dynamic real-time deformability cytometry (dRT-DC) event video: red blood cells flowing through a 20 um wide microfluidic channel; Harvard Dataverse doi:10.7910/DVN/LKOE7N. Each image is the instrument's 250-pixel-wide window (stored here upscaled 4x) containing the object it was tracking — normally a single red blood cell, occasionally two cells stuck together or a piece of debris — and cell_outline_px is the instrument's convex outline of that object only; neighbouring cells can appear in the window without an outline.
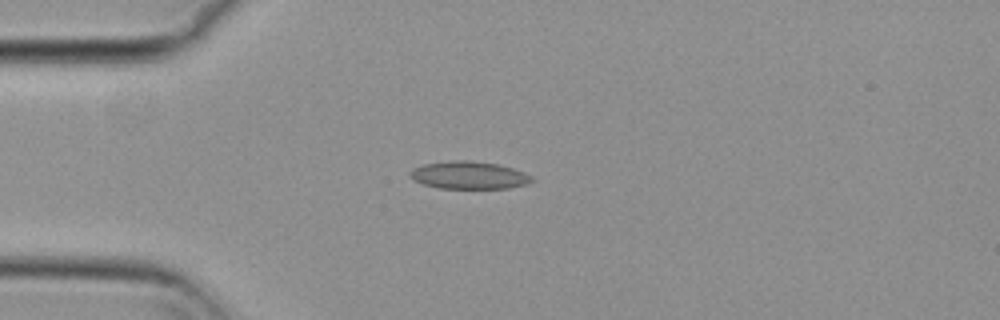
{"species": "common noctule bat (a hibernating species)", "species_latin": "Nyctalus noctula", "temperature_condition": "cold", "stored_images_in_passage": 44, "camera_frame_rate_fps": 3000, "um_per_image_px": 0.085, "animal": {"sex": "female", "body_mass_g": 29.2, "forearm_length_mm": 56.3}, "frame": {"image": 1, "passage_image": 7, "time_ms": 2.0, "image_size_px": [1000, 320], "cell_outline_px": [[536, 180], [528, 184], [508, 188], [440, 188], [424, 184], [408, 176], [408, 172], [412, 168], [424, 164], [452, 160], [468, 160], [500, 164], [524, 172], [532, 176]], "centroid_in_image_um": [39.89, 14.88], "position_along_channel_um": 45.1, "area_um2": 19.71}}
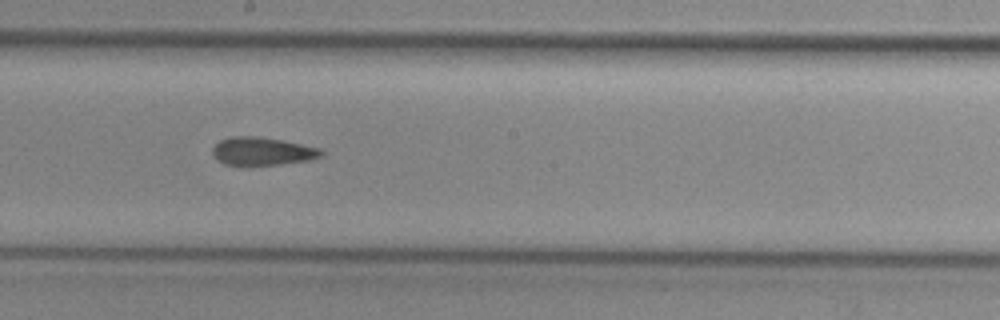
{"frame": {"image": 2, "passage_image": 23, "time_ms": 7.333, "image_size_px": [1000, 320], "cell_outline_px": [[324, 156], [308, 160], [280, 164], [224, 164], [212, 156], [212, 148], [220, 140], [232, 136], [256, 136], [284, 140], [320, 148], [324, 152]], "centroid_in_image_um": [22.31, 12.84], "position_along_channel_um": 225.9, "area_um2": 17.69}}
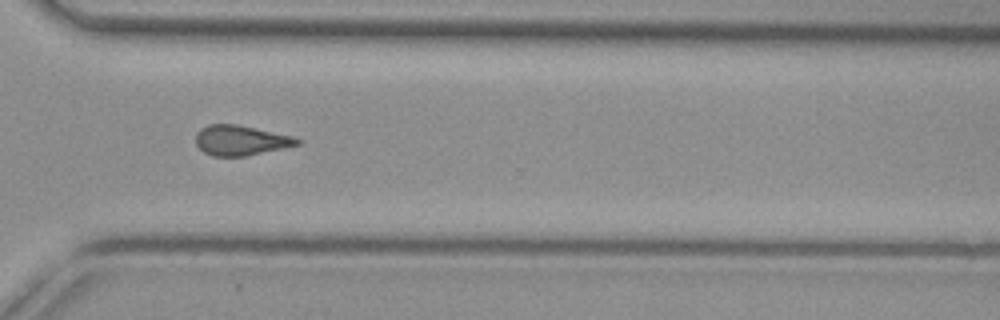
{"frame": {"image": 3, "passage_image": 33, "time_ms": 10.667, "image_size_px": [1000, 320], "cell_outline_px": [[304, 140], [300, 144], [284, 148], [244, 156], [212, 156], [204, 152], [196, 144], [196, 132], [200, 128], [208, 124], [236, 124], [292, 136]], "centroid_in_image_um": [20.45, 11.92], "position_along_channel_um": 350.1, "area_um2": 17.74}, "authors_computed_cell_mechanics": {"area_um2": 18.3804, "velocity_mm_per_s": 3.7271, "shape_relaxation_time_tau1_ms": null, "shape_relaxation_time_tau2_ms": 5.6972, "deformation_change_tau1": null, "deformation_change_tau2": 0.1522}}